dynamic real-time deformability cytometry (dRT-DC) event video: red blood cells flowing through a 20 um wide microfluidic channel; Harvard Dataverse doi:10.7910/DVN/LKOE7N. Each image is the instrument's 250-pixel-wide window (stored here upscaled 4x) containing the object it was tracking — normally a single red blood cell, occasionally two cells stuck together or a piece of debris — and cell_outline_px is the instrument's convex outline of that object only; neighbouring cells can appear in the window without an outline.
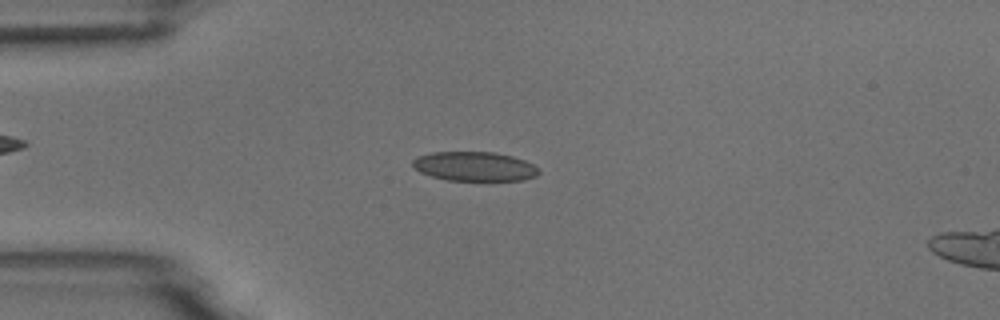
{"species": "common noctule bat (a hibernating species)", "species_latin": "Nyctalus noctula", "temperature_condition": "room temperature", "stored_images_in_passage": 8, "camera_frame_rate_fps": 3000, "um_per_image_px": 0.085, "animal": {"sex": "male", "body_mass_g": 18.8}, "frame": {"image": 1, "passage_image": 2, "time_ms": 1.333, "image_size_px": [1000, 320], "cell_outline_px": [[540, 172], [536, 176], [524, 180], [448, 180], [432, 176], [420, 172], [412, 168], [412, 160], [416, 156], [432, 152], [496, 152], [512, 156], [524, 160], [532, 164]], "centroid_in_image_um": [40.29, 14.13], "position_along_channel_um": 44.7, "area_um2": 21.56}}
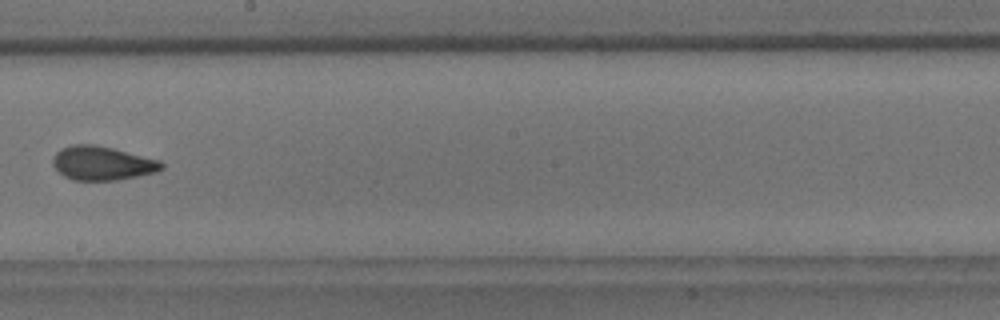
{"frame": {"image": 2, "passage_image": 7, "time_ms": 7.0, "image_size_px": [1000, 320], "cell_outline_px": [[164, 168], [156, 172], [116, 180], [72, 180], [64, 176], [52, 164], [52, 160], [56, 152], [72, 144], [92, 144], [112, 148], [160, 160], [164, 164]], "centroid_in_image_um": [8.69, 13.87], "position_along_channel_um": 239.5, "area_um2": 21.33}}
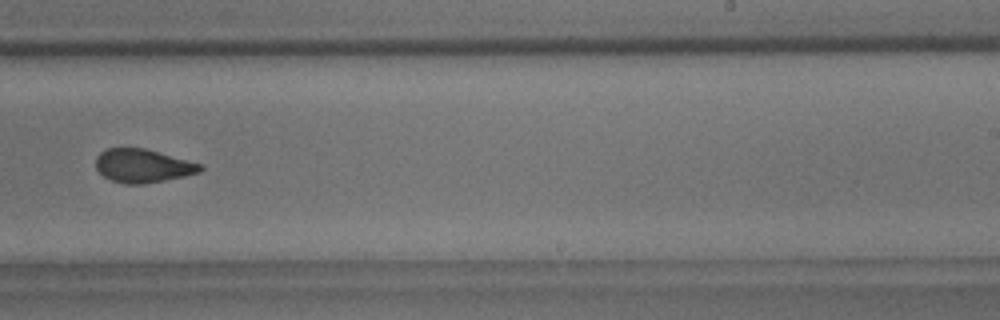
{"frame": {"image": 3, "passage_image": 8, "time_ms": 8.0, "image_size_px": [1000, 320], "cell_outline_px": [[204, 168], [200, 172], [184, 176], [144, 184], [124, 184], [112, 180], [104, 176], [96, 168], [96, 156], [100, 152], [108, 148], [144, 148], [200, 164]], "centroid_in_image_um": [12.11, 14.1], "position_along_channel_um": 276.9, "area_um2": 20.11}}